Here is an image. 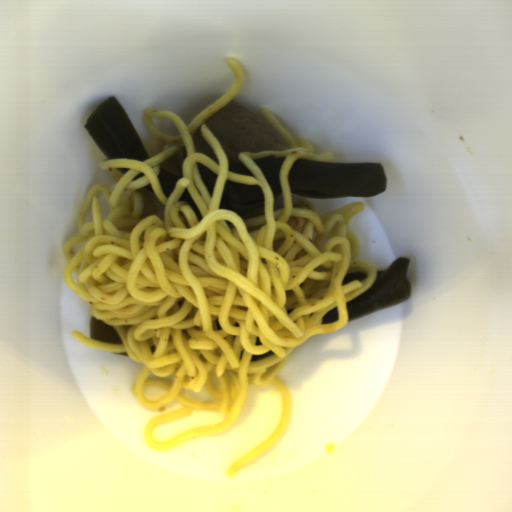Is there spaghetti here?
Masks as SVG:
<instances>
[{"instance_id":"spaghetti-1","label":"spaghetti","mask_w":512,"mask_h":512,"mask_svg":"<svg viewBox=\"0 0 512 512\" xmlns=\"http://www.w3.org/2000/svg\"><path fill=\"white\" fill-rule=\"evenodd\" d=\"M233 82L188 124L176 113L143 108L148 131L169 144L145 160L113 158L98 167L128 169L110 188L94 184L78 211L75 235L61 245L66 262V286L87 302L90 314L113 327L122 343L88 338L80 330L72 337L93 349L127 352L142 370L131 385L137 404L160 410L172 402L182 405L150 418L145 443L168 450L195 437L228 431L241 413L250 385L275 387L282 406L278 424L267 439L229 464V479L257 459L288 432L293 411L289 385L279 373L298 345L314 335L331 333L350 321L346 303L372 287L377 269L356 259L360 245L349 221L365 208L355 201L319 216L310 198L294 203L289 182L295 161L331 163L329 152L313 153L309 141L294 138L265 106L261 116L277 130L286 150L240 152L236 159L251 175L229 170V159L205 121L235 101L243 83L239 62L224 59ZM201 136L217 162L197 153L192 134ZM185 148L183 179L170 195L163 194L158 175L162 161ZM286 157L278 172L281 192L274 198L253 159ZM198 162L218 176L213 195L201 181ZM139 173L145 177L135 179ZM259 184L263 208L244 219L220 209L225 181ZM150 185L152 193L143 186ZM202 219L179 201L184 189ZM366 273L365 280L342 284L346 273ZM337 307L336 321L322 316ZM275 352L256 361L251 356ZM157 385L167 393L146 401L144 387ZM220 413V423L199 427L165 443L154 442L155 426L189 416L191 411Z\"/></svg>"}]
</instances>
